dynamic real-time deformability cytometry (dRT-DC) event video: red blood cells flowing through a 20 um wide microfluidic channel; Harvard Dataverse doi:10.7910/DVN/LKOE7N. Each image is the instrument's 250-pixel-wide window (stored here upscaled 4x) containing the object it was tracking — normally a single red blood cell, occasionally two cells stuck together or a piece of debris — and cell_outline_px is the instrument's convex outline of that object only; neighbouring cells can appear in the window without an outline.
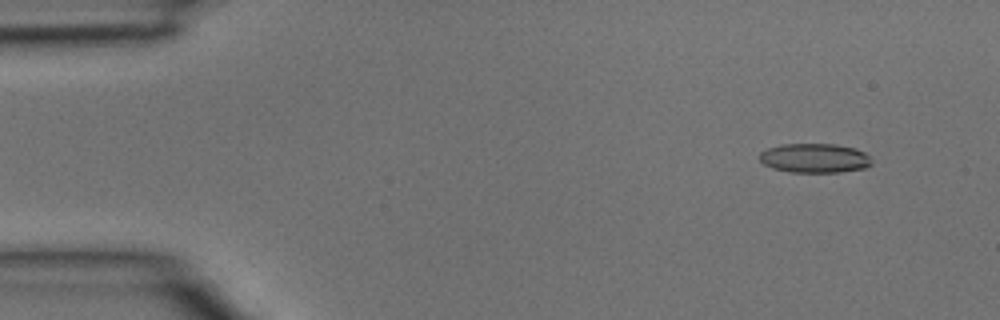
{"species": "common noctule bat (a hibernating species)", "species_latin": "Nyctalus noctula", "temperature_condition": "room temperature", "stored_images_in_passage": 38, "camera_frame_rate_fps": 3000, "um_per_image_px": 0.085, "animal": {"sex": "male", "body_mass_g": 15.6}, "frame": {"image": 1, "passage_image": 4, "time_ms": 1.0, "image_size_px": [1000, 320], "cell_outline_px": [[872, 164], [864, 168], [840, 172], [788, 172], [772, 168], [764, 164], [760, 160], [760, 152], [768, 148], [780, 144], [836, 144], [856, 148], [864, 152], [872, 160]], "centroid_in_image_um": [69.24, 13.44], "position_along_channel_um": 15.8, "area_um2": 19.25}}
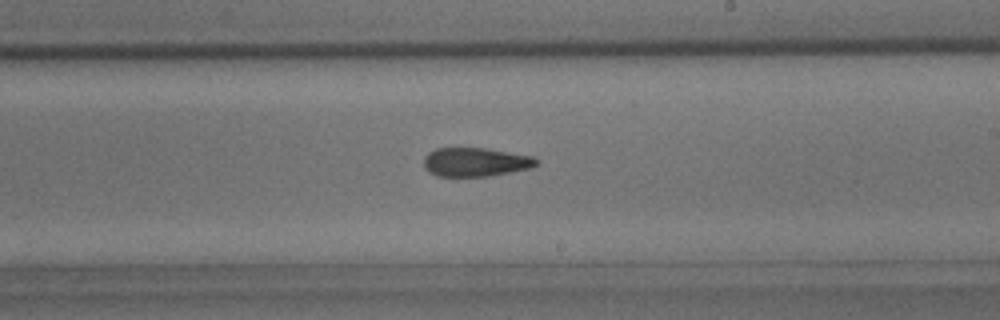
{"frame": {"image": 2, "passage_image": 23, "time_ms": 7.333, "image_size_px": [1000, 320], "cell_outline_px": [[540, 164], [532, 168], [512, 172], [488, 176], [436, 176], [428, 172], [424, 168], [424, 156], [428, 152], [436, 148], [484, 148], [532, 156], [540, 160]], "centroid_in_image_um": [40.43, 13.78], "position_along_channel_um": 248.6, "area_um2": 19.13}}
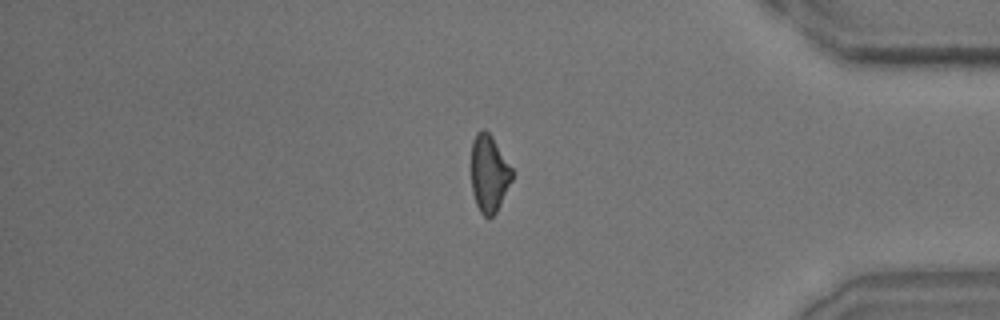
{"frame": {"image": 3, "passage_image": 33, "time_ms": 10.667, "image_size_px": [1000, 320], "cell_outline_px": [[512, 180], [496, 212], [492, 216], [484, 216], [480, 212], [476, 204], [472, 192], [472, 140], [476, 132], [480, 128], [484, 128], [492, 136], [512, 168]], "centroid_in_image_um": [41.56, 14.71], "position_along_channel_um": 393.6, "area_um2": 18.26}}